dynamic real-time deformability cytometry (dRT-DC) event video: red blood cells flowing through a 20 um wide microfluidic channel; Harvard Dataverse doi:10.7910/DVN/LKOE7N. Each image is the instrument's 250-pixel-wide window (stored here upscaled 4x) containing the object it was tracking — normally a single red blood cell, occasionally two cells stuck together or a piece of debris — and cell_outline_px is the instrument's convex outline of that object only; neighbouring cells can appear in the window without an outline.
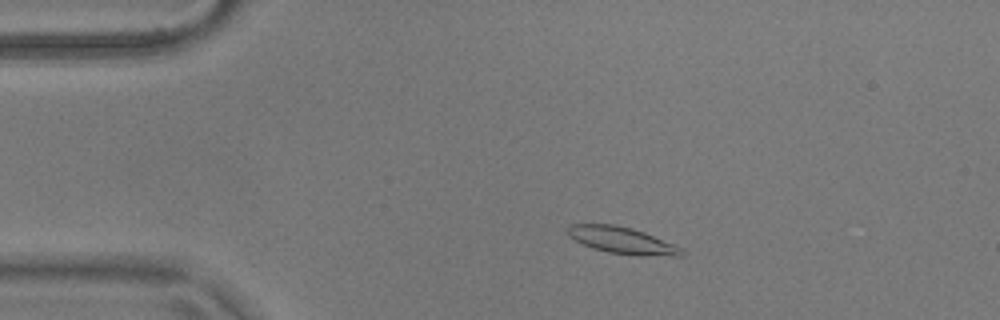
{"species": "common noctule bat (a hibernating species)", "species_latin": "Nyctalus noctula", "temperature_condition": "warm", "stored_images_in_passage": 52, "camera_frame_rate_fps": 3000, "um_per_image_px": 0.085, "animal": {"sex": "male", "body_mass_g": 17.9}, "frame": {"image": 1, "passage_image": 8, "time_ms": 2.333, "image_size_px": [1000, 320], "cell_outline_px": [[684, 252], [680, 256], [636, 256], [608, 252], [592, 248], [568, 236], [564, 232], [568, 224], [616, 224], [632, 228], [644, 232], [684, 248]], "centroid_in_image_um": [52.86, 20.43], "position_along_channel_um": 32.1, "area_um2": 18.03}}
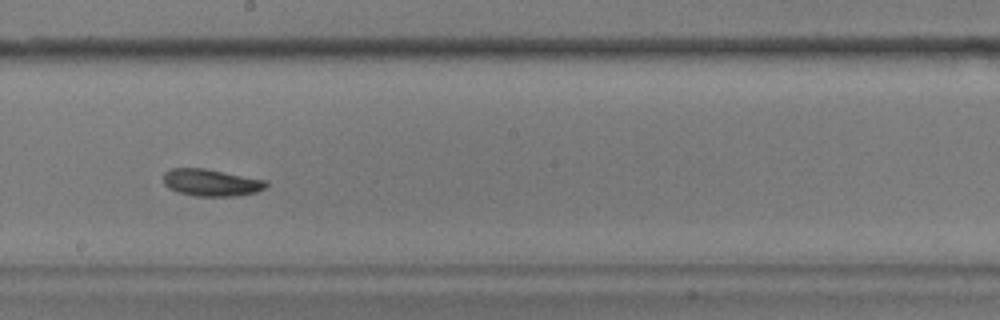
{"frame": {"image": 2, "passage_image": 28, "time_ms": 9.0, "image_size_px": [1000, 320], "cell_outline_px": [[268, 184], [264, 188], [256, 192], [236, 196], [196, 196], [180, 192], [168, 188], [164, 184], [164, 172], [172, 168], [204, 168], [268, 180]], "centroid_in_image_um": [17.97, 15.51], "position_along_channel_um": 230.2, "area_um2": 16.18}}
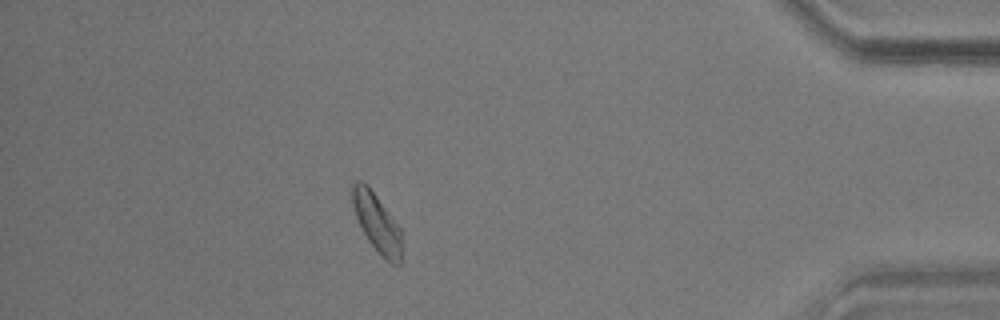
{"frame": {"image": 3, "passage_image": 46, "time_ms": 15.0, "image_size_px": [1000, 320], "cell_outline_px": [[400, 264], [392, 264], [384, 260], [380, 256], [368, 240], [356, 216], [352, 204], [352, 184], [356, 180], [360, 180], [368, 184], [400, 228]], "centroid_in_image_um": [32.01, 18.92], "position_along_channel_um": 403.2, "area_um2": 16.59}, "authors_computed_cell_mechanics": {"area_um2": 16.762, "velocity_mm_per_s": 3.6365, "shape_relaxation_time_tau1_ms": 3.38, "shape_relaxation_time_tau2_ms": null, "deformation_change_tau1": 0.0911, "deformation_change_tau2": null}}